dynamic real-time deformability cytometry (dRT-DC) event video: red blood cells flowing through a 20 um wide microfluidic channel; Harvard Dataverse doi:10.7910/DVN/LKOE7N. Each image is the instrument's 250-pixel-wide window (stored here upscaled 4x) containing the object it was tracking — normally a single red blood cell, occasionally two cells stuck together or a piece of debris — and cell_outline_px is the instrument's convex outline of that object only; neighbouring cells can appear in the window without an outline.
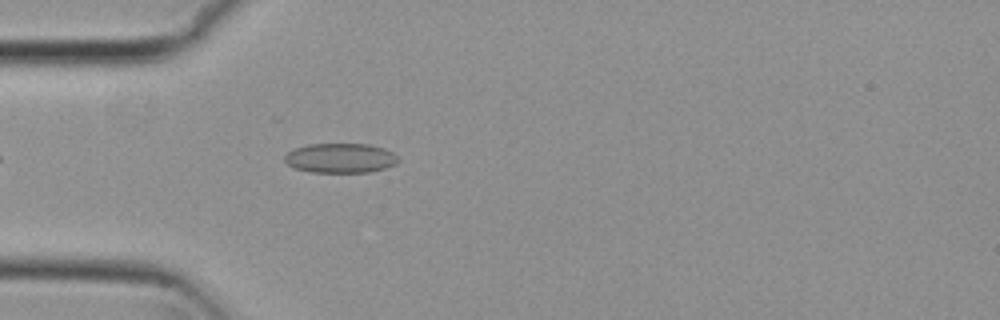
{"species": "common noctule bat (a hibernating species)", "species_latin": "Nyctalus noctula", "temperature_condition": "cold", "stored_images_in_passage": 3, "camera_frame_rate_fps": 3000, "um_per_image_px": 0.085, "animal": {"sex": "female", "body_mass_g": 29.2, "forearm_length_mm": 56.3}, "frame": {"image": 1, "passage_image": 3, "time_ms": 0.667, "image_size_px": [1000, 320], "cell_outline_px": [[400, 160], [396, 164], [384, 168], [368, 172], [312, 172], [296, 168], [288, 164], [284, 160], [284, 156], [288, 152], [296, 148], [308, 144], [368, 144], [384, 148], [392, 152]], "centroid_in_image_um": [28.95, 13.43], "position_along_channel_um": 56.1, "area_um2": 19.48}}